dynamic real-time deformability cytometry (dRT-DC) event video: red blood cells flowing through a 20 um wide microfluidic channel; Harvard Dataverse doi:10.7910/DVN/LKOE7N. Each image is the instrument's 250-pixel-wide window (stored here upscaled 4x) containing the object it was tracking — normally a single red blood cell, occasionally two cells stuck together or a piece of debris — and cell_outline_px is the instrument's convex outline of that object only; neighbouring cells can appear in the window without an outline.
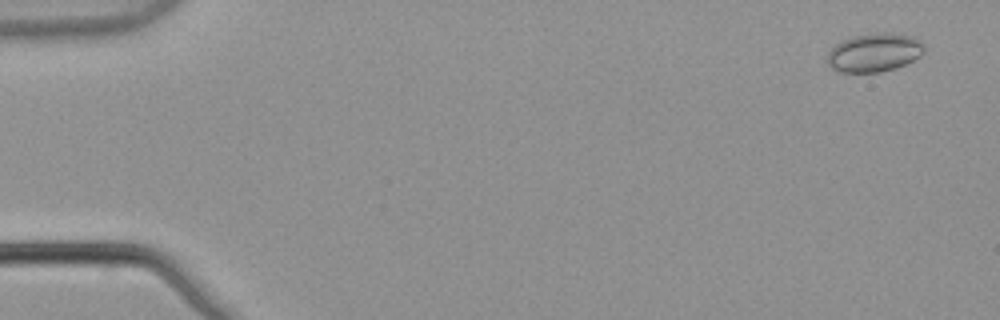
{"species": "common noctule bat (a hibernating species)", "species_latin": "Nyctalus noctula", "temperature_condition": "warm", "stored_images_in_passage": 6, "camera_frame_rate_fps": 3000, "um_per_image_px": 0.085, "animal": {"sex": "male", "body_mass_g": 21.5, "forearm_length_mm": 52.0}, "frame": {"image": 1, "passage_image": 1, "time_ms": 0.0, "image_size_px": [1000, 320], "cell_outline_px": [[924, 52], [920, 56], [896, 68], [880, 72], [840, 72], [832, 68], [828, 64], [828, 52], [840, 40], [852, 36], [876, 32], [892, 32], [912, 36], [920, 40], [924, 44]], "centroid_in_image_um": [74.32, 4.44], "position_along_channel_um": 10.7, "area_um2": 21.96}}
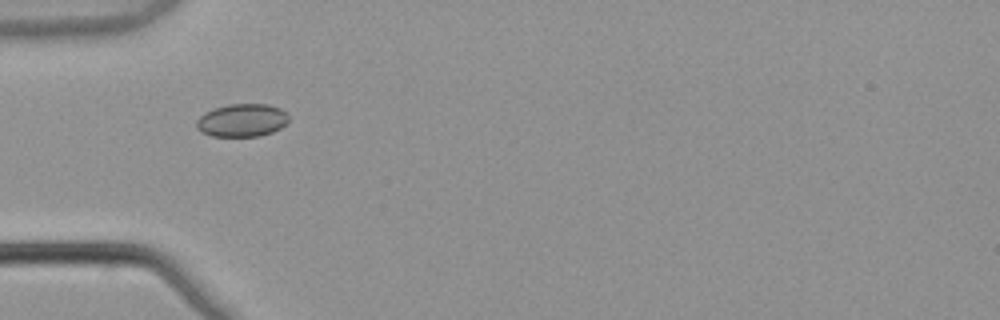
{"frame": {"image": 2, "passage_image": 5, "time_ms": 1.333, "image_size_px": [1000, 320], "cell_outline_px": [[288, 120], [280, 128], [272, 132], [260, 136], [212, 136], [200, 132], [196, 128], [196, 120], [204, 112], [212, 108], [228, 104], [268, 104], [280, 108], [288, 116]], "centroid_in_image_um": [20.52, 10.22], "position_along_channel_um": 64.5, "area_um2": 17.8}}
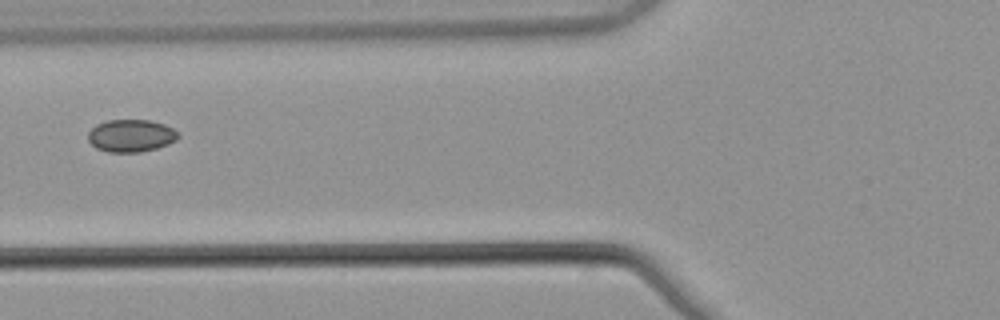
{"frame": {"image": 3, "passage_image": 6, "time_ms": 1.667, "image_size_px": [1000, 320], "cell_outline_px": [[180, 136], [176, 140], [168, 144], [156, 148], [140, 152], [108, 152], [96, 148], [88, 140], [88, 132], [96, 124], [108, 120], [148, 120], [164, 124], [180, 132]], "centroid_in_image_um": [11.14, 11.53], "position_along_channel_um": 114.7, "area_um2": 17.11}}